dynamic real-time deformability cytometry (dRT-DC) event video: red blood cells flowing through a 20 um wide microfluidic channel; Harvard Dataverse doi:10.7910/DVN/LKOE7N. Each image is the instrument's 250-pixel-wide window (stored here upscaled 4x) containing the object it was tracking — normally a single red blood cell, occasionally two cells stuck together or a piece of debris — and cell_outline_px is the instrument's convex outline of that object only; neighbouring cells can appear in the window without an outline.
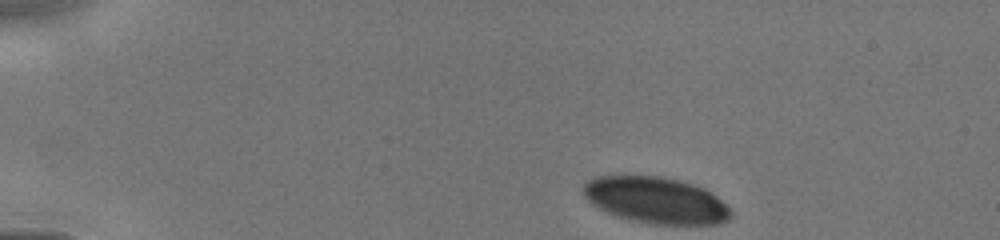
{"species": "human", "species_latin": "Homo sapiens", "temperature_condition": "cold", "stored_images_in_passage": 8, "camera_frame_rate_fps": 3000, "um_per_image_px": 0.085, "donor": {"sex": "male"}, "frame": {"image": 1, "passage_image": 1, "time_ms": 0.0, "image_size_px": [1000, 240], "cell_outline_px": [[732, 216], [728, 220], [720, 224], [652, 224], [632, 220], [616, 216], [592, 204], [584, 196], [580, 188], [588, 180], [596, 176], [660, 176], [680, 180], [704, 188], [716, 196], [732, 212]], "centroid_in_image_um": [55.73, 17.02], "position_along_channel_um": 29.3, "area_um2": 39.82}}
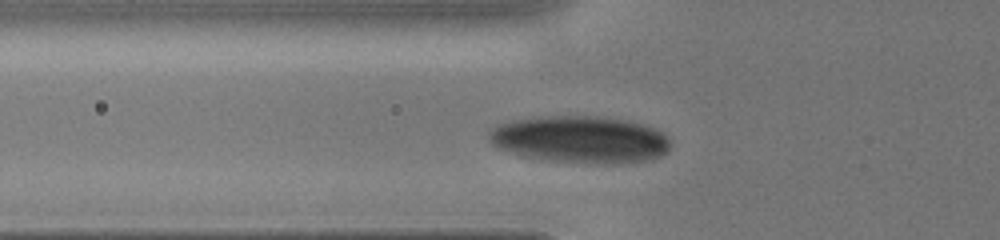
{"frame": {"image": 2, "passage_image": 7, "time_ms": 3.0, "image_size_px": [1000, 240], "cell_outline_px": [[672, 144], [668, 152], [660, 156], [648, 160], [620, 164], [612, 164], [548, 160], [524, 156], [496, 148], [488, 140], [488, 132], [496, 124], [508, 120], [536, 116], [592, 116], [628, 120], [652, 128], [668, 136]], "centroid_in_image_um": [49.28, 11.85], "position_along_channel_um": 76.5, "area_um2": 50.23}}